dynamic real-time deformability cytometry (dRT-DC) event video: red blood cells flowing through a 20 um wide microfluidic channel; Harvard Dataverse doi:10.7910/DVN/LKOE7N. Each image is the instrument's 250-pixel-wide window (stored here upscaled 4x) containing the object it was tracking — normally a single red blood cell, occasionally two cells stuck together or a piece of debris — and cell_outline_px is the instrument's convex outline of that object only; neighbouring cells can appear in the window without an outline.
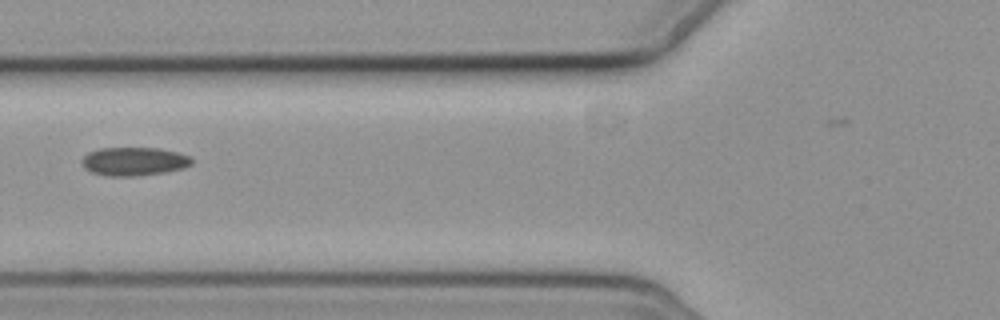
{"species": "common noctule bat (a hibernating species)", "species_latin": "Nyctalus noctula", "temperature_condition": "cold", "stored_images_in_passage": 5, "camera_frame_rate_fps": 3000, "um_per_image_px": 0.085, "animal": {"sex": "female", "body_mass_g": 19.3, "forearm_length_mm": 54.1}, "frame": {"image": 1, "passage_image": 3, "time_ms": 3.333, "image_size_px": [1000, 320], "cell_outline_px": [[192, 164], [184, 168], [164, 172], [136, 176], [108, 176], [92, 172], [84, 168], [80, 160], [88, 152], [100, 148], [160, 148], [192, 156]], "centroid_in_image_um": [11.39, 13.71], "position_along_channel_um": 114.4, "area_um2": 18.32}}
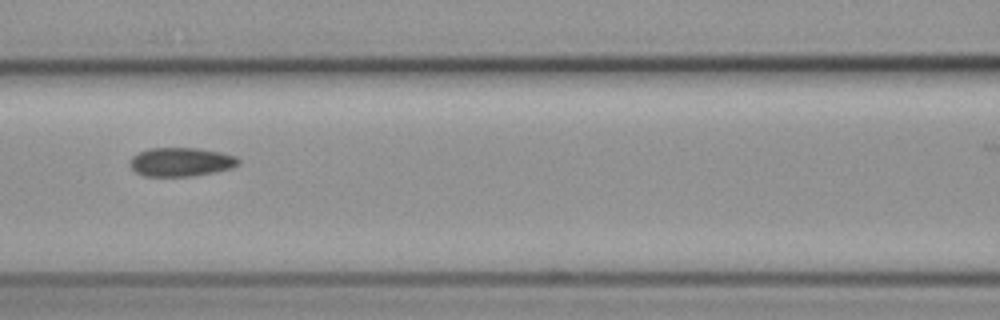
{"frame": {"image": 2, "passage_image": 4, "time_ms": 4.333, "image_size_px": [1000, 320], "cell_outline_px": [[240, 164], [232, 168], [212, 172], [188, 176], [144, 176], [136, 172], [132, 168], [132, 156], [148, 148], [196, 148], [220, 152], [236, 156], [240, 160]], "centroid_in_image_um": [15.41, 13.76], "position_along_channel_um": 151.2, "area_um2": 17.98}}
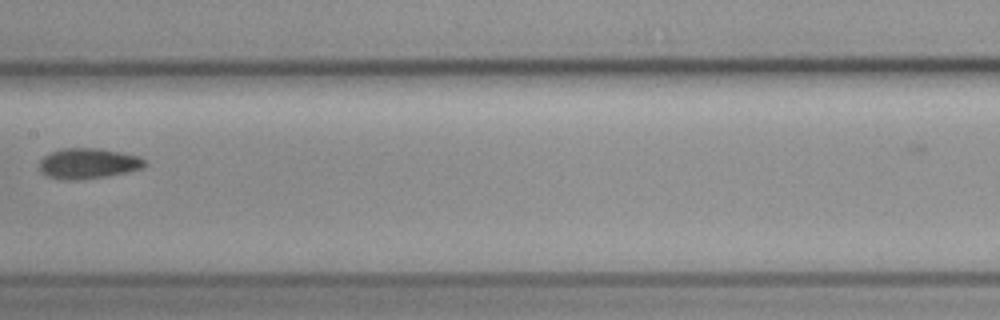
{"frame": {"image": 3, "passage_image": 5, "time_ms": 5.667, "image_size_px": [1000, 320], "cell_outline_px": [[148, 164], [144, 168], [128, 172], [108, 176], [76, 180], [68, 180], [48, 176], [40, 168], [40, 160], [44, 156], [52, 152], [64, 148], [96, 148], [124, 152], [148, 160]], "centroid_in_image_um": [7.58, 13.89], "position_along_channel_um": 199.8, "area_um2": 18.73}}